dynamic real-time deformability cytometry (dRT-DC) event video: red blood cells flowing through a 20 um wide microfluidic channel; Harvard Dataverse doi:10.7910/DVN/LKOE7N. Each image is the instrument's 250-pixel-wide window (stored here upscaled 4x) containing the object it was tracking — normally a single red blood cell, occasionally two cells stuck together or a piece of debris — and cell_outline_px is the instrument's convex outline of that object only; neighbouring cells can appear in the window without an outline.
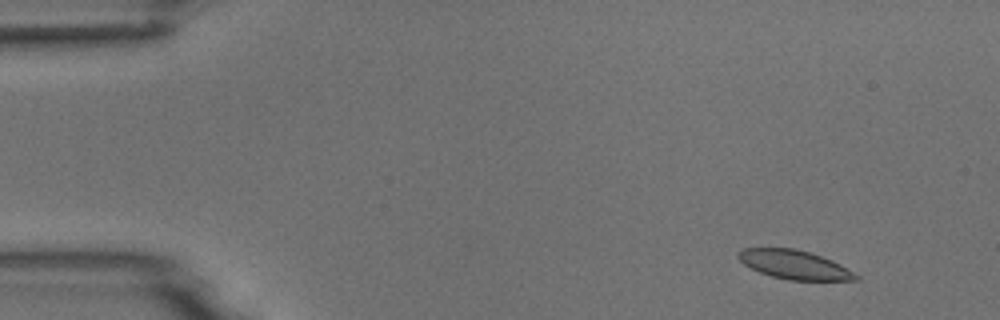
{"species": "common noctule bat (a hibernating species)", "species_latin": "Nyctalus noctula", "temperature_condition": "room temperature", "stored_images_in_passage": 5, "camera_frame_rate_fps": 3000, "um_per_image_px": 0.085, "animal": {"sex": "male", "body_mass_g": 18.8}, "frame": {"image": 1, "passage_image": 2, "time_ms": 1.0, "image_size_px": [1000, 320], "cell_outline_px": [[860, 280], [788, 280], [772, 276], [760, 272], [744, 264], [736, 256], [736, 252], [744, 248], [796, 248], [832, 260], [840, 264], [860, 276]], "centroid_in_image_um": [67.52, 22.49], "position_along_channel_um": 17.5, "area_um2": 19.71}}
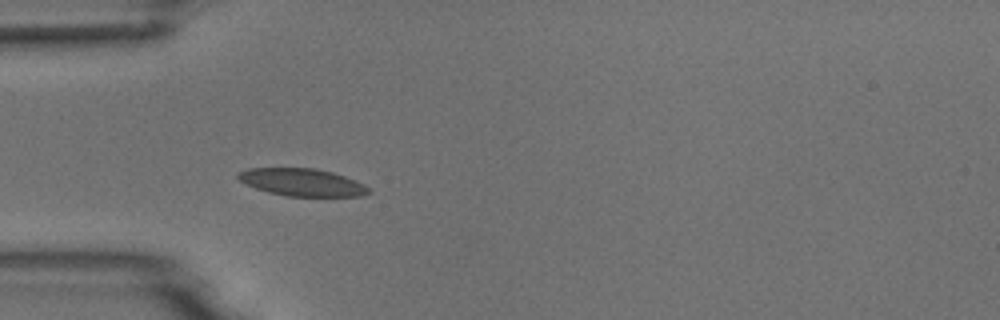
{"frame": {"image": 2, "passage_image": 5, "time_ms": 4.667, "image_size_px": [1000, 320], "cell_outline_px": [[372, 192], [360, 196], [288, 196], [268, 192], [256, 188], [240, 180], [236, 176], [236, 172], [248, 168], [316, 168], [332, 172], [344, 176], [364, 184]], "centroid_in_image_um": [25.67, 15.49], "position_along_channel_um": 59.3, "area_um2": 20.81}}